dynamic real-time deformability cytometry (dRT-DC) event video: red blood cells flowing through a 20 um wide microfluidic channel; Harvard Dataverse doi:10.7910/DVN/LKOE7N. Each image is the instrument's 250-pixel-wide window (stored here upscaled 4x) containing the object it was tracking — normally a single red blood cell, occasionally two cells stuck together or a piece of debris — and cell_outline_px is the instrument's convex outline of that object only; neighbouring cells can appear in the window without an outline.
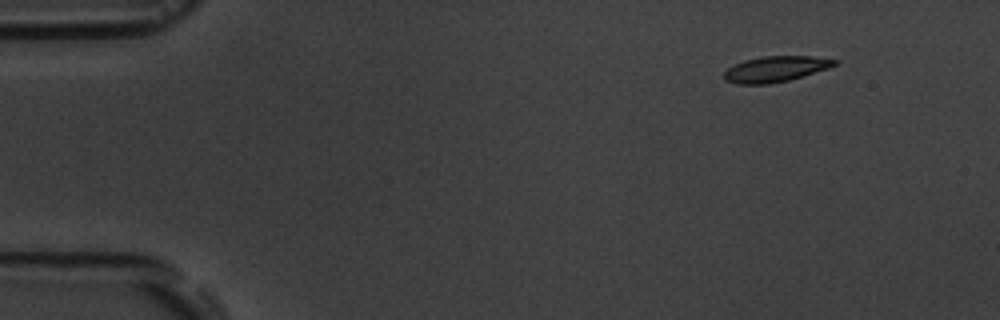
{"species": "common noctule bat (a hibernating species)", "species_latin": "Nyctalus noctula", "temperature_condition": "room temperature", "stored_images_in_passage": 4, "camera_frame_rate_fps": 3000, "um_per_image_px": 0.085, "animal": {"sex": "male", "body_mass_g": 19.5, "forearm_length_mm": 54.6}, "frame": {"image": 1, "passage_image": 1, "time_ms": 0.0, "image_size_px": [1000, 320], "cell_outline_px": [[840, 60], [836, 64], [828, 68], [788, 80], [768, 84], [736, 84], [724, 80], [724, 72], [728, 68], [744, 60], [764, 56], [812, 56]], "centroid_in_image_um": [65.9, 5.86], "position_along_channel_um": 19.1, "area_um2": 16.42}}